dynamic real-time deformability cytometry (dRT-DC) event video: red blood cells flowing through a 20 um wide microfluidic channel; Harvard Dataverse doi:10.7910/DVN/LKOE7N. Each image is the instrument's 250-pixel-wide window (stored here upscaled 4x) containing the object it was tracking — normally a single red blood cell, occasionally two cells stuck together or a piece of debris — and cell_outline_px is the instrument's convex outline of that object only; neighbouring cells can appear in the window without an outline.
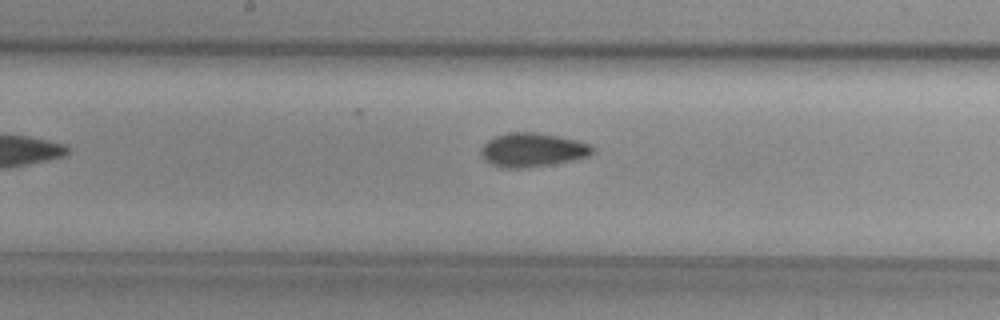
{"species": "common noctule bat (a hibernating species)", "species_latin": "Nyctalus noctula", "temperature_condition": "cold", "stored_images_in_passage": 6, "camera_frame_rate_fps": 3000, "um_per_image_px": 0.085, "animal": {"sex": "female", "body_mass_g": 29.2, "forearm_length_mm": 56.3}, "frame": {"image": 1, "passage_image": 6, "time_ms": 6.0, "image_size_px": [1000, 320], "cell_outline_px": [[592, 152], [588, 156], [552, 164], [524, 168], [504, 168], [492, 164], [484, 160], [480, 156], [480, 148], [488, 140], [496, 136], [512, 132], [536, 132], [576, 140], [592, 144]], "centroid_in_image_um": [45.21, 12.74], "position_along_channel_um": 203.0, "area_um2": 21.85}}